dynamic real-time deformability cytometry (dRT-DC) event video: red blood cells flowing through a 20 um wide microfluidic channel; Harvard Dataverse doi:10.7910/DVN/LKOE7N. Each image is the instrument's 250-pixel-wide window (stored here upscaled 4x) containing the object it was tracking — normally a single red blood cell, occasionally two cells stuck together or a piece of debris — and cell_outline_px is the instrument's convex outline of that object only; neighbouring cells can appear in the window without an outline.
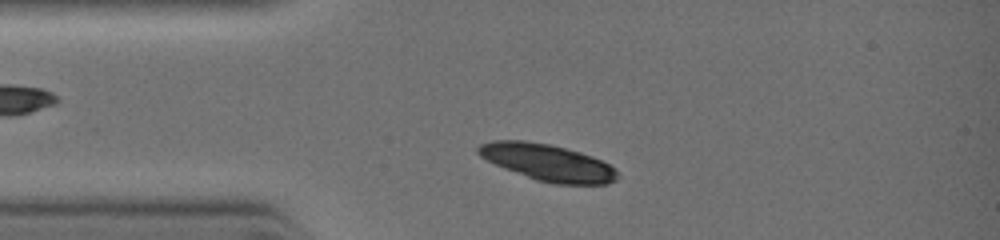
{"species": "common noctule bat (a hibernating species)", "species_latin": "Nyctalus noctula", "temperature_condition": "warm", "stored_images_in_passage": 7, "camera_frame_rate_fps": 3000, "um_per_image_px": 0.085, "animal": {"sex": "female", "body_mass_g": 19.0, "forearm_length_mm": 51.5}, "frame": {"image": 1, "passage_image": 2, "time_ms": 0.333, "image_size_px": [1000, 240], "cell_outline_px": [[620, 176], [616, 180], [608, 184], [556, 184], [536, 180], [504, 168], [480, 156], [476, 152], [476, 148], [480, 144], [492, 140], [524, 140], [548, 144], [580, 152], [592, 156], [608, 164]], "centroid_in_image_um": [46.53, 13.81], "position_along_channel_um": 38.5, "area_um2": 29.54}}
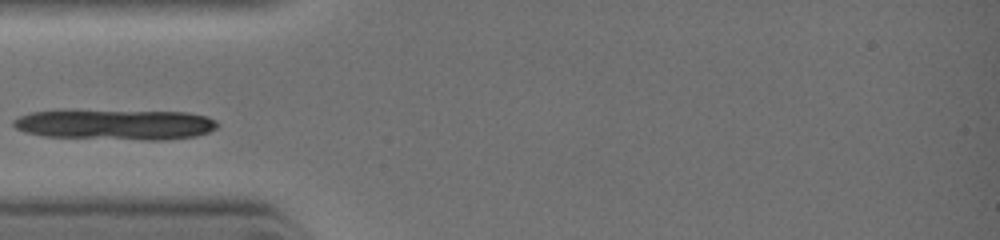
{"frame": {"image": 2, "passage_image": 4, "time_ms": 1.333, "image_size_px": [1000, 240], "cell_outline_px": [[220, 124], [216, 128], [208, 132], [196, 136], [164, 140], [148, 140], [44, 136], [24, 132], [16, 128], [12, 124], [12, 120], [20, 116], [32, 112], [188, 112], [208, 116], [216, 120]], "centroid_in_image_um": [9.89, 10.61], "position_along_channel_um": 75.1, "area_um2": 35.32}}